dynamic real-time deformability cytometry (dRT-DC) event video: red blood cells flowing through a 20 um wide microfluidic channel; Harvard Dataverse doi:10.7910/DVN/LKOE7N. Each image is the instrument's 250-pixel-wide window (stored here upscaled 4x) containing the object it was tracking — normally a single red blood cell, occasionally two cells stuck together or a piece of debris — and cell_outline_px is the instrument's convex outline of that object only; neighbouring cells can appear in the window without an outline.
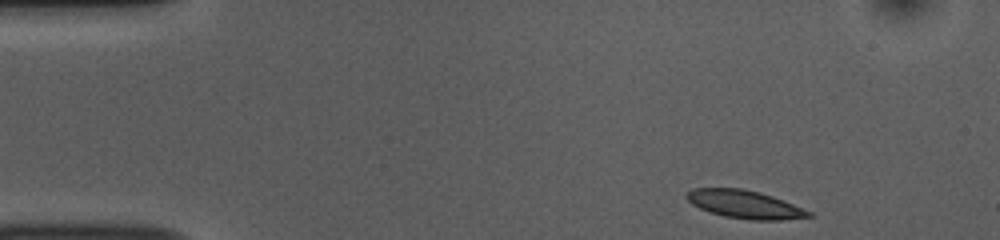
{"species": "common noctule bat (a hibernating species)", "species_latin": "Nyctalus noctula", "temperature_condition": "room temperature", "stored_images_in_passage": 47, "camera_frame_rate_fps": 3000, "um_per_image_px": 0.085, "animal": {"sex": "female", "body_mass_g": 10.0, "forearm_length_mm": 53.1}, "frame": {"image": 1, "passage_image": 1, "time_ms": 0.0, "image_size_px": [1000, 240], "cell_outline_px": [[816, 216], [780, 220], [752, 220], [724, 216], [700, 208], [692, 204], [684, 196], [692, 188], [740, 188], [760, 192], [784, 200], [812, 212]], "centroid_in_image_um": [63.33, 17.37], "position_along_channel_um": 21.7, "area_um2": 19.94}}
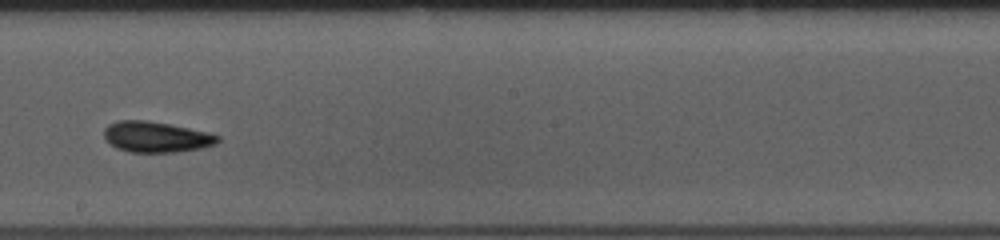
{"frame": {"image": 2, "passage_image": 24, "time_ms": 7.667, "image_size_px": [1000, 240], "cell_outline_px": [[220, 140], [216, 144], [204, 148], [176, 152], [128, 152], [116, 148], [108, 144], [104, 136], [104, 128], [108, 124], [116, 120], [144, 120], [168, 124], [208, 132], [220, 136]], "centroid_in_image_um": [13.25, 11.65], "position_along_channel_um": 234.9, "area_um2": 20.58}}
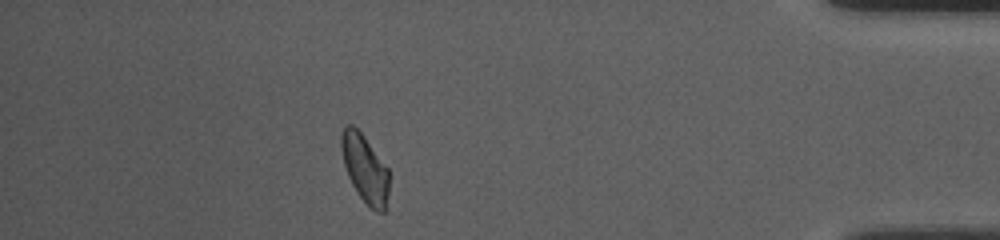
{"frame": {"image": 3, "passage_image": 41, "time_ms": 13.333, "image_size_px": [1000, 240], "cell_outline_px": [[388, 192], [384, 212], [376, 212], [368, 208], [352, 184], [348, 176], [344, 164], [340, 148], [340, 136], [344, 128], [348, 124], [352, 124], [364, 136], [388, 168]], "centroid_in_image_um": [31.0, 14.33], "position_along_channel_um": 404.2, "area_um2": 18.84}, "authors_computed_cell_mechanics": {"area_um2": 19.5942, "velocity_mm_per_s": 3.7787, "shape_relaxation_time_tau1_ms": 3.3163, "shape_relaxation_time_tau2_ms": 2.729, "deformation_change_tau1": 0.1122, "deformation_change_tau2": 0.083}}